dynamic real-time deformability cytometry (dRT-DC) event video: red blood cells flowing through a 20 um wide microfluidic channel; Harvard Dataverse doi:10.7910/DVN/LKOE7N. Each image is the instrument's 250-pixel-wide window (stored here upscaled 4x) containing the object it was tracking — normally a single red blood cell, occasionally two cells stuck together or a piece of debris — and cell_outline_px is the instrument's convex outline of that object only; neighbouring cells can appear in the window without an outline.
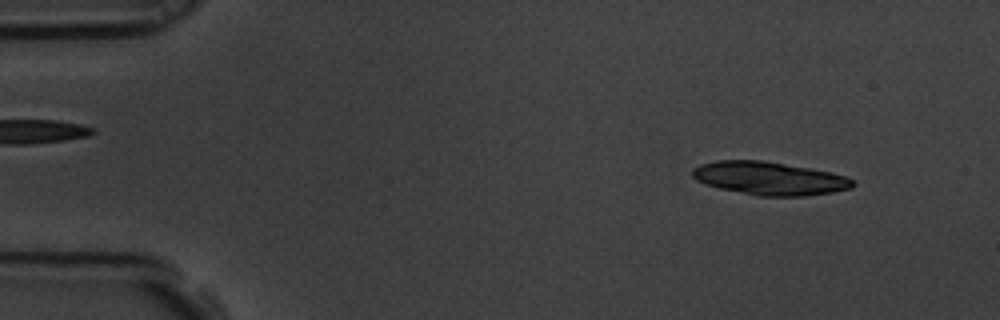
{"species": "common noctule bat (a hibernating species)", "species_latin": "Nyctalus noctula", "temperature_condition": "room temperature", "stored_images_in_passage": 5, "camera_frame_rate_fps": 3000, "um_per_image_px": 0.085, "animal": {"sex": "male", "body_mass_g": 19.5, "forearm_length_mm": 54.6}, "frame": {"image": 1, "passage_image": 1, "time_ms": 0.0, "image_size_px": [1000, 320], "cell_outline_px": [[856, 184], [852, 188], [832, 192], [804, 196], [756, 196], [720, 188], [704, 184], [696, 180], [692, 176], [692, 168], [700, 164], [716, 160], [760, 160], [832, 172], [844, 176], [852, 180]], "centroid_in_image_um": [65.37, 15.16], "position_along_channel_um": 19.6, "area_um2": 30.98}}